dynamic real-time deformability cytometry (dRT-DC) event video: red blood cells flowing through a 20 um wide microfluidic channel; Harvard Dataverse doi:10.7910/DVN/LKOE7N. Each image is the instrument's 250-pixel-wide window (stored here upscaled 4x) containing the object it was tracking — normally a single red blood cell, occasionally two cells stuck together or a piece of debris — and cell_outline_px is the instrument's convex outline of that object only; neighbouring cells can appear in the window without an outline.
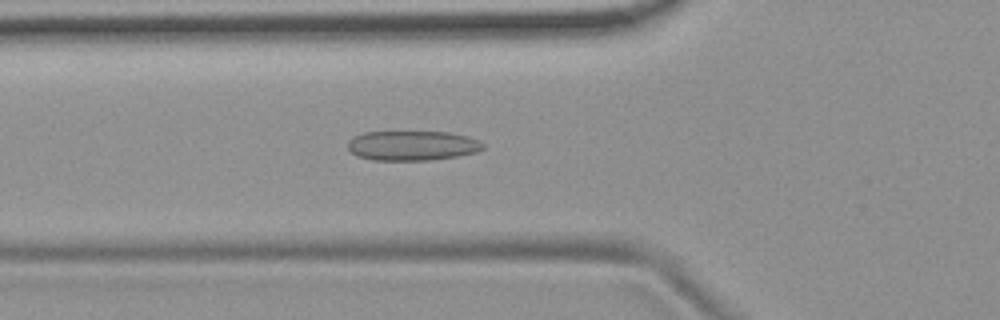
{"species": "common noctule bat (a hibernating species)", "species_latin": "Nyctalus noctula", "temperature_condition": "room temperature", "stored_images_in_passage": 53, "camera_frame_rate_fps": 3000, "um_per_image_px": 0.085, "animal": {"sex": "female", "body_mass_g": 19.9}, "frame": {"image": 1, "passage_image": 19, "time_ms": 6.0, "image_size_px": [1000, 320], "cell_outline_px": [[484, 148], [476, 152], [456, 156], [428, 160], [372, 160], [356, 156], [348, 148], [348, 140], [352, 136], [364, 132], [448, 132], [468, 136], [480, 140], [484, 144]], "centroid_in_image_um": [35.03, 12.37], "position_along_channel_um": 90.8, "area_um2": 23.52}}
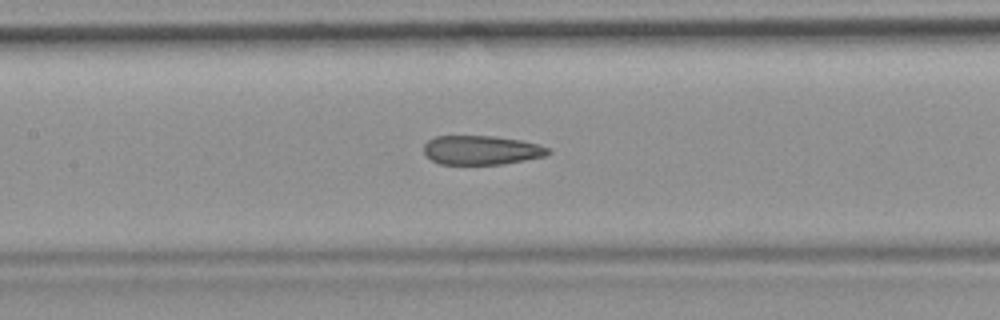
{"frame": {"image": 2, "passage_image": 25, "time_ms": 8.0, "image_size_px": [1000, 320], "cell_outline_px": [[552, 152], [544, 156], [524, 160], [500, 164], [440, 164], [432, 160], [424, 152], [424, 144], [428, 140], [436, 136], [492, 136], [520, 140], [536, 144], [548, 148]], "centroid_in_image_um": [40.9, 12.76], "position_along_channel_um": 166.5, "area_um2": 20.87}}
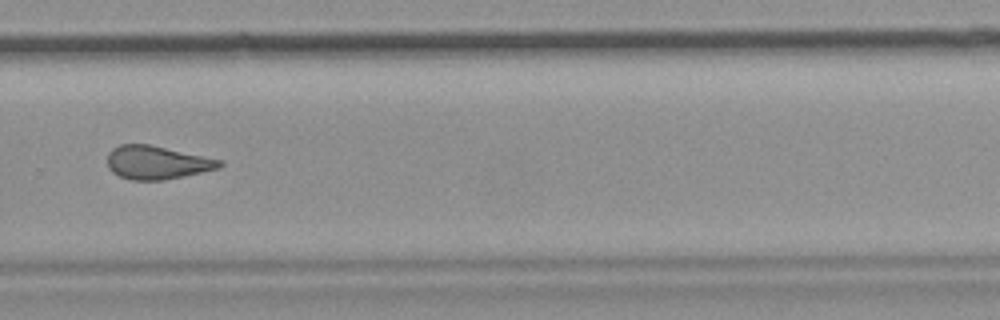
{"frame": {"image": 3, "passage_image": 37, "time_ms": 12.0, "image_size_px": [1000, 320], "cell_outline_px": [[224, 164], [220, 168], [164, 180], [132, 180], [120, 176], [112, 172], [108, 168], [108, 152], [112, 148], [120, 144], [152, 144], [224, 160]], "centroid_in_image_um": [13.37, 13.8], "position_along_channel_um": 316.4, "area_um2": 22.08}, "authors_computed_cell_mechanics": {"area_um2": 22.5998, "velocity_mm_per_s": 3.7563, "shape_relaxation_time_tau1_ms": null, "shape_relaxation_time_tau2_ms": 3.1496, "deformation_change_tau1": null, "deformation_change_tau2": 0.1136}}